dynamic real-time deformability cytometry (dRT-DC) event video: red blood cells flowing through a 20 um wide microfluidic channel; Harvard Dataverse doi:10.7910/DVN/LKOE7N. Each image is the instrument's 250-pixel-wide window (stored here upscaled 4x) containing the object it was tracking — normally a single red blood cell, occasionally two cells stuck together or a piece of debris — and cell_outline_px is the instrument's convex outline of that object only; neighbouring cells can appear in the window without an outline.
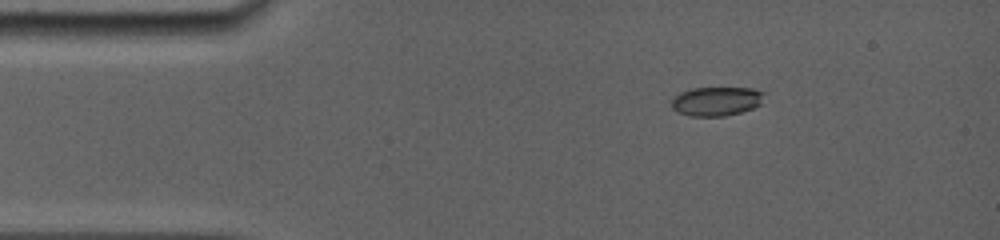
{"species": "common noctule bat (a hibernating species)", "species_latin": "Nyctalus noctula", "temperature_condition": "room temperature", "stored_images_in_passage": 31, "camera_frame_rate_fps": 5000, "um_per_image_px": 0.085, "animal": {"sex": "female", "body_mass_g": 19.0, "forearm_length_mm": 56.7}, "frame": {"image": 1, "passage_image": 5, "time_ms": 1.8, "image_size_px": [1000, 240], "cell_outline_px": [[764, 92], [760, 104], [752, 108], [740, 112], [724, 116], [688, 116], [676, 112], [672, 108], [672, 96], [680, 92], [692, 88], [752, 88]], "centroid_in_image_um": [60.83, 8.6], "position_along_channel_um": 24.2, "area_um2": 15.72}}
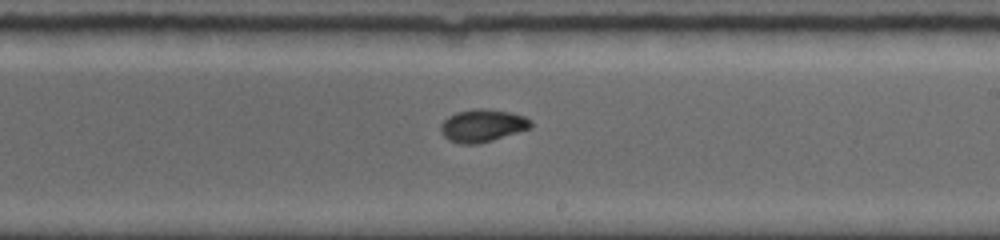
{"frame": {"image": 2, "passage_image": 20, "time_ms": 9.0, "image_size_px": [1000, 240], "cell_outline_px": [[532, 128], [492, 140], [476, 144], [460, 144], [448, 140], [440, 132], [440, 124], [448, 116], [456, 112], [476, 108], [488, 108], [512, 112], [524, 116], [532, 120]], "centroid_in_image_um": [41.01, 10.66], "position_along_channel_um": 248.0, "area_um2": 17.4}}
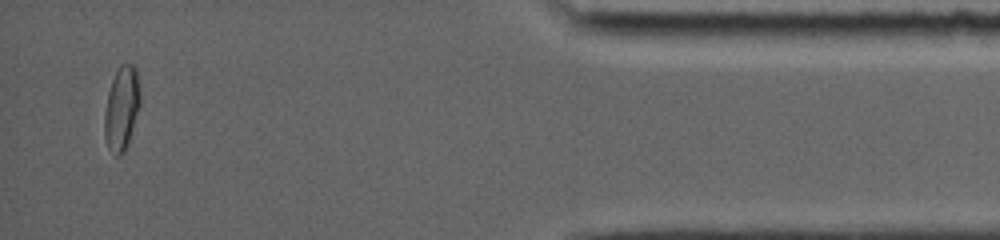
{"frame": {"image": 3, "passage_image": 31, "time_ms": 14.8, "image_size_px": [1000, 240], "cell_outline_px": [[140, 104], [128, 144], [124, 152], [120, 156], [116, 156], [108, 148], [104, 136], [104, 112], [108, 92], [112, 80], [120, 64], [132, 64], [136, 68], [140, 96]], "centroid_in_image_um": [10.33, 9.23], "position_along_channel_um": 424.9, "area_um2": 17.46}, "authors_computed_cell_mechanics": {"area_um2": 16.5308, "velocity_mm_per_s": 3.9123, "shape_relaxation_time_tau1_ms": 8.7756, "shape_relaxation_time_tau2_ms": null, "deformation_change_tau1": 0.2063, "deformation_change_tau2": null}}